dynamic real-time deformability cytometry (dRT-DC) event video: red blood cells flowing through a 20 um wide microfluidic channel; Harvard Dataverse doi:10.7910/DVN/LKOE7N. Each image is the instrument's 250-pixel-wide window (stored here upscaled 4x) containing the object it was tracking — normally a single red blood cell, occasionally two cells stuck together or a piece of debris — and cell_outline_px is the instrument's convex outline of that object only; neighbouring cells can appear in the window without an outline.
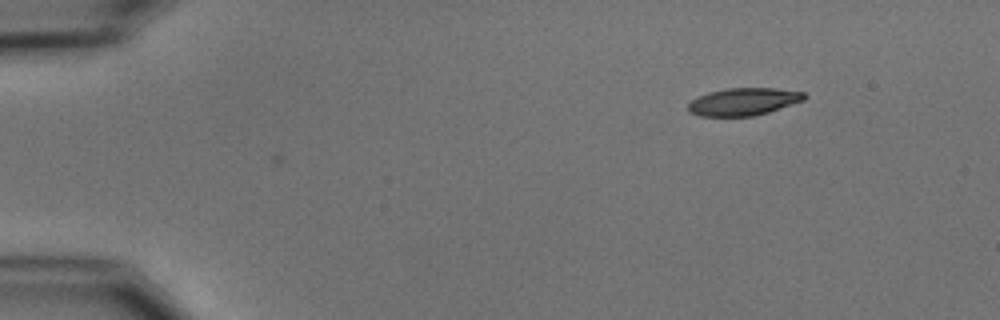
{"species": "common noctule bat (a hibernating species)", "species_latin": "Nyctalus noctula", "temperature_condition": "cold", "stored_images_in_passage": 32, "camera_frame_rate_fps": 3000, "um_per_image_px": 0.085, "animal": {"sex": "male", "body_mass_g": 15.6}, "frame": {"image": 1, "passage_image": 1, "time_ms": 0.0, "image_size_px": [1000, 320], "cell_outline_px": [[808, 96], [804, 100], [768, 112], [752, 116], [700, 116], [688, 112], [688, 104], [696, 96], [708, 92], [728, 88], [772, 88], [804, 92]], "centroid_in_image_um": [63.17, 8.64], "position_along_channel_um": 21.8, "area_um2": 18.61}}
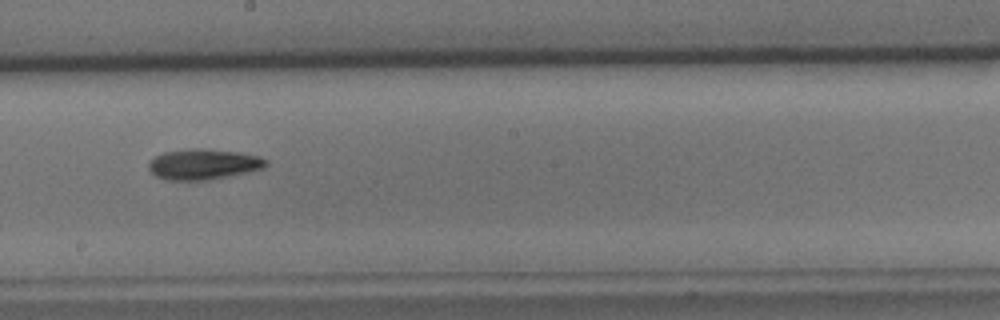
{"frame": {"image": 2, "passage_image": 25, "time_ms": 8.0, "image_size_px": [1000, 320], "cell_outline_px": [[268, 164], [264, 168], [208, 180], [164, 180], [156, 176], [148, 168], [148, 164], [156, 156], [164, 152], [188, 148], [200, 148], [240, 152], [260, 156], [268, 160]], "centroid_in_image_um": [17.3, 13.95], "position_along_channel_um": 230.9, "area_um2": 20.92}}
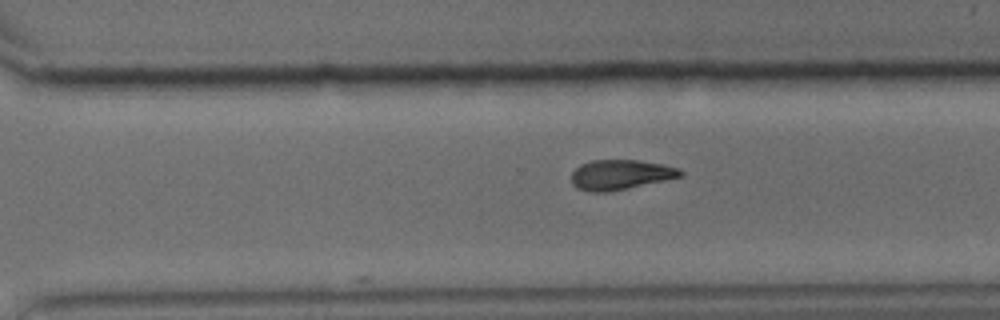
{"frame": {"image": 3, "passage_image": 32, "time_ms": 10.333, "image_size_px": [1000, 320], "cell_outline_px": [[684, 176], [608, 192], [588, 192], [576, 188], [572, 184], [572, 172], [580, 164], [592, 160], [636, 160], [664, 164], [680, 168], [684, 172]], "centroid_in_image_um": [52.75, 14.85], "position_along_channel_um": 317.9, "area_um2": 19.13}}